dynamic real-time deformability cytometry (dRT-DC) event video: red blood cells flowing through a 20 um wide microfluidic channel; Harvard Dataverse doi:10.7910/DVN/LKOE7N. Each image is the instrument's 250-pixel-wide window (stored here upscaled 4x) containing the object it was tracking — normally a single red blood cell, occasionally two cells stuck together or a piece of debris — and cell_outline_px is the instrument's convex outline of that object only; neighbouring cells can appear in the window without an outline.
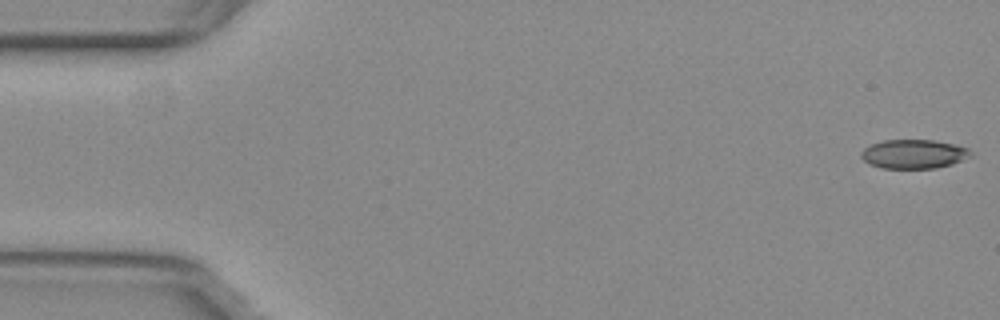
{"species": "common noctule bat (a hibernating species)", "species_latin": "Nyctalus noctula", "temperature_condition": "warm", "stored_images_in_passage": 54, "camera_frame_rate_fps": 3000, "um_per_image_px": 0.085, "animal": {"sex": "female", "body_mass_g": 29.2, "forearm_length_mm": 56.3}, "frame": {"image": 1, "passage_image": 1, "time_ms": 0.0, "image_size_px": [1000, 320], "cell_outline_px": [[972, 152], [968, 156], [952, 164], [936, 168], [880, 168], [864, 160], [860, 156], [860, 152], [864, 148], [872, 144], [884, 140], [932, 140], [952, 144], [968, 148]], "centroid_in_image_um": [77.63, 13.09], "position_along_channel_um": 7.4, "area_um2": 18.26}}
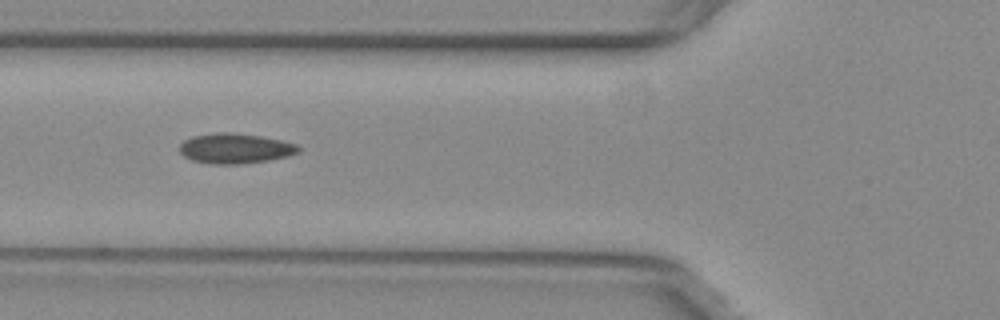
{"frame": {"image": 2, "passage_image": 20, "time_ms": 6.333, "image_size_px": [1000, 320], "cell_outline_px": [[300, 152], [288, 156], [268, 160], [240, 164], [208, 164], [192, 160], [184, 156], [180, 152], [180, 144], [184, 140], [192, 136], [216, 132], [228, 132], [260, 136], [280, 140], [296, 144], [300, 148]], "centroid_in_image_um": [19.97, 12.62], "position_along_channel_um": 105.8, "area_um2": 20.87}}
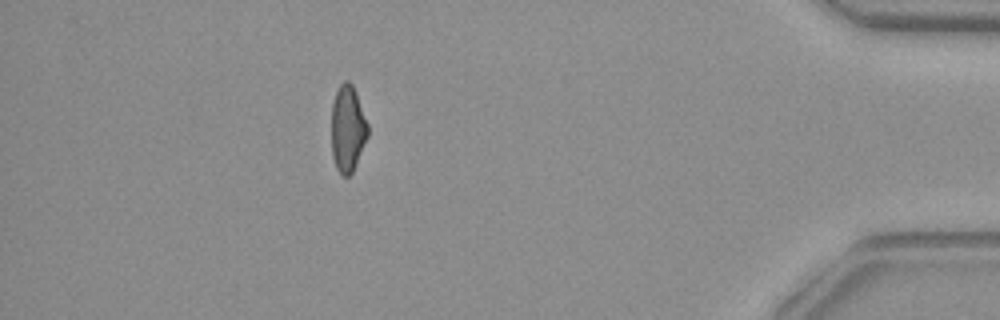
{"frame": {"image": 3, "passage_image": 48, "time_ms": 15.667, "image_size_px": [1000, 320], "cell_outline_px": [[368, 136], [356, 164], [352, 172], [348, 176], [344, 176], [336, 168], [332, 156], [332, 104], [336, 92], [340, 84], [344, 80], [348, 80], [352, 84], [368, 124]], "centroid_in_image_um": [29.55, 10.94], "position_along_channel_um": 405.7, "area_um2": 18.15}, "authors_computed_cell_mechanics": {"area_um2": 19.363, "velocity_mm_per_s": 3.8129, "shape_relaxation_time_tau1_ms": null, "shape_relaxation_time_tau2_ms": 3.183, "deformation_change_tau1": null, "deformation_change_tau2": 0.0882}}